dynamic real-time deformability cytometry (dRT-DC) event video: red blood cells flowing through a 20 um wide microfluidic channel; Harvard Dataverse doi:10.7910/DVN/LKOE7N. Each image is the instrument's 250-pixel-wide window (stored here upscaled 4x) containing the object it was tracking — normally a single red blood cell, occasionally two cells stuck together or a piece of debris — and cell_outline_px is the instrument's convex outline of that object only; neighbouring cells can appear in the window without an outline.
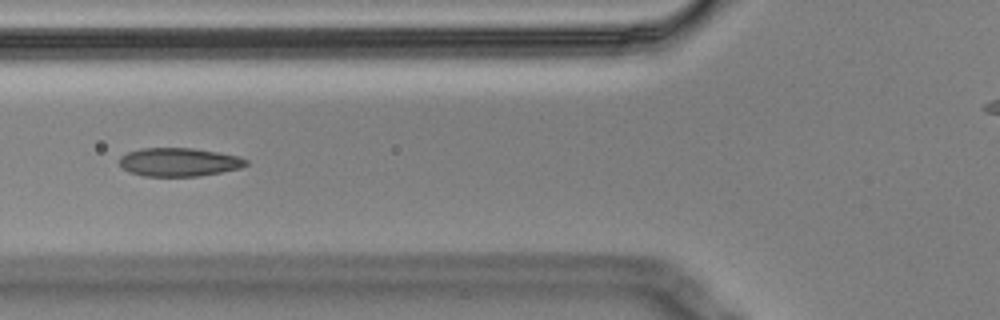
{"species": "Egyptian fruit bat (a non-hibernating species)", "species_latin": "Rousettus aegyptiacus", "temperature_condition": "cold", "stored_images_in_passage": 4, "camera_frame_rate_fps": 3000, "um_per_image_px": 0.085, "animal": {"sex": "male"}, "frame": {"image": 1, "passage_image": 2, "time_ms": 0.333, "image_size_px": [1000, 320], "cell_outline_px": [[248, 164], [240, 168], [200, 176], [144, 176], [128, 172], [120, 164], [120, 156], [128, 152], [140, 148], [192, 148], [240, 156], [248, 160]], "centroid_in_image_um": [15.22, 13.77], "position_along_channel_um": 110.6, "area_um2": 20.98}}
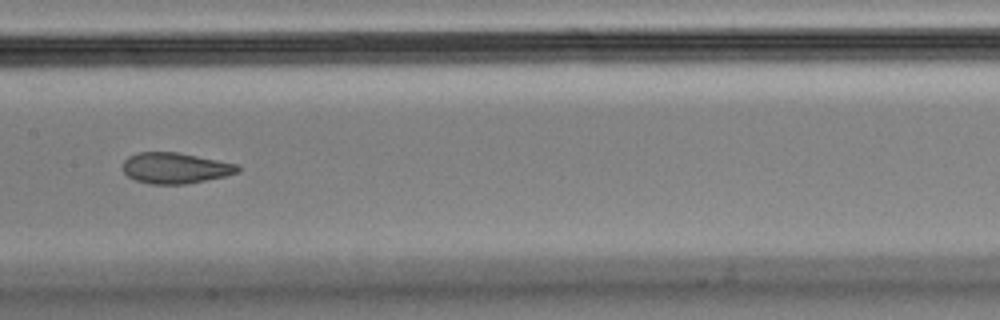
{"frame": {"image": 2, "passage_image": 4, "time_ms": 1.0, "image_size_px": [1000, 320], "cell_outline_px": [[240, 172], [224, 176], [184, 184], [152, 184], [136, 180], [128, 176], [124, 172], [124, 160], [128, 156], [136, 152], [176, 152], [240, 164]], "centroid_in_image_um": [14.91, 14.27], "position_along_channel_um": 192.5, "area_um2": 20.58}}